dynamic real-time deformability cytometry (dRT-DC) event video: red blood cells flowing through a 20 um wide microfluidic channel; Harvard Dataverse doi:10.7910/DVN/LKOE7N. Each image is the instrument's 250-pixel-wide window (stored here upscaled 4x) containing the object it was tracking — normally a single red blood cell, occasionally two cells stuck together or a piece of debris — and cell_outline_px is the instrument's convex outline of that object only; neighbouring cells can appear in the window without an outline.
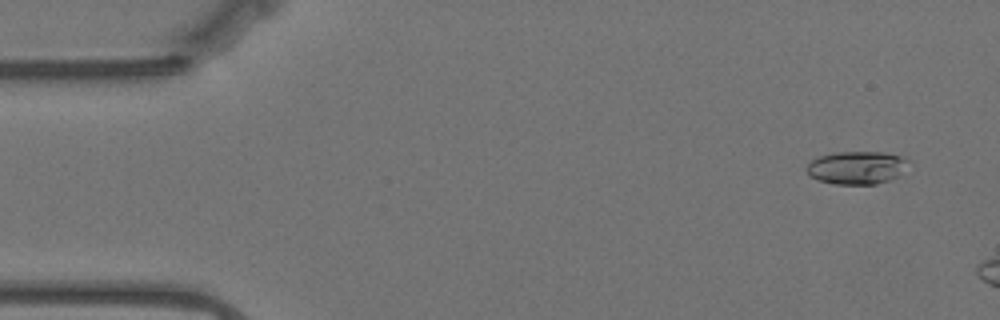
{"species": "Egyptian fruit bat (a non-hibernating species)", "species_latin": "Rousettus aegyptiacus", "temperature_condition": "warm", "stored_images_in_passage": 10, "camera_frame_rate_fps": 3000, "um_per_image_px": 0.085, "animal": {"sex": "female"}, "frame": {"image": 1, "passage_image": 4, "time_ms": 1.0, "image_size_px": [1000, 320], "cell_outline_px": [[908, 160], [900, 176], [892, 180], [876, 184], [832, 184], [816, 180], [808, 176], [808, 164], [812, 160], [820, 156], [836, 152], [884, 152], [900, 156]], "centroid_in_image_um": [72.81, 14.26], "position_along_channel_um": 12.2, "area_um2": 19.59}}